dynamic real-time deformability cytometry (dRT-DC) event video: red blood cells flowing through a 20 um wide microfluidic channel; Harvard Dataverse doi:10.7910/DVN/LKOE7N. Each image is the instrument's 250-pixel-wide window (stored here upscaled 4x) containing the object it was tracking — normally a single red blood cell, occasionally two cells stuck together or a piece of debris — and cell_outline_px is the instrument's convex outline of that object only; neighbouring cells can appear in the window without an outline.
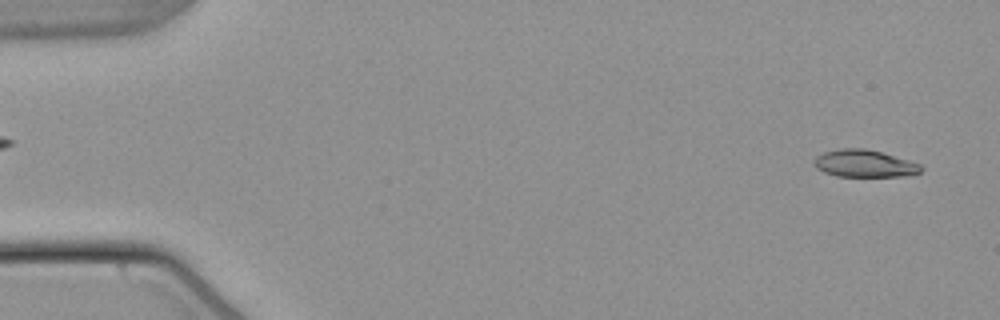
{"species": "common noctule bat (a hibernating species)", "species_latin": "Nyctalus noctula", "temperature_condition": "warm", "stored_images_in_passage": 53, "camera_frame_rate_fps": 3000, "um_per_image_px": 0.085, "animal": {"sex": "male", "body_mass_g": 21.5, "forearm_length_mm": 52.0}, "frame": {"image": 1, "passage_image": 2, "time_ms": 0.333, "image_size_px": [1000, 320], "cell_outline_px": [[924, 168], [920, 172], [908, 176], [836, 176], [824, 172], [816, 168], [816, 156], [824, 152], [840, 148], [864, 148], [880, 152], [908, 160], [920, 164]], "centroid_in_image_um": [73.5, 13.9], "position_along_channel_um": 11.5, "area_um2": 16.82}}
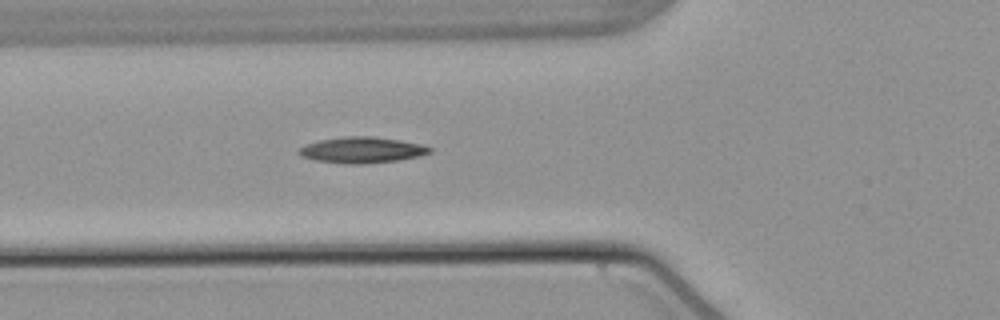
{"frame": {"image": 2, "passage_image": 19, "time_ms": 6.0, "image_size_px": [1000, 320], "cell_outline_px": [[432, 152], [416, 156], [396, 160], [364, 164], [348, 164], [316, 160], [300, 156], [296, 152], [304, 144], [320, 140], [344, 136], [372, 136], [400, 140], [420, 144], [432, 148]], "centroid_in_image_um": [30.71, 12.74], "position_along_channel_um": 95.1, "area_um2": 19.71}}
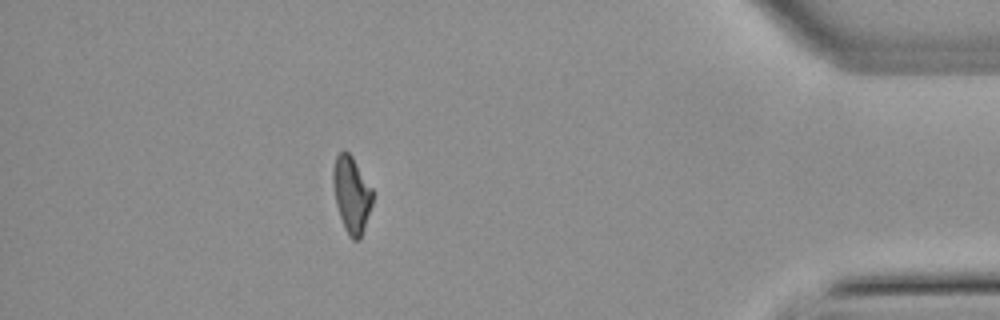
{"frame": {"image": 3, "passage_image": 47, "time_ms": 15.333, "image_size_px": [1000, 320], "cell_outline_px": [[372, 204], [360, 240], [352, 240], [348, 236], [344, 228], [336, 204], [332, 180], [332, 172], [336, 156], [344, 148], [352, 156], [372, 188]], "centroid_in_image_um": [29.87, 16.53], "position_along_channel_um": 405.3, "area_um2": 17.57}, "authors_computed_cell_mechanics": {"area_um2": 18.0914, "velocity_mm_per_s": 3.8219, "shape_relaxation_time_tau1_ms": 10.1327, "shape_relaxation_time_tau2_ms": 6.9978, "deformation_change_tau1": 0.2431, "deformation_change_tau2": 0.1715}}